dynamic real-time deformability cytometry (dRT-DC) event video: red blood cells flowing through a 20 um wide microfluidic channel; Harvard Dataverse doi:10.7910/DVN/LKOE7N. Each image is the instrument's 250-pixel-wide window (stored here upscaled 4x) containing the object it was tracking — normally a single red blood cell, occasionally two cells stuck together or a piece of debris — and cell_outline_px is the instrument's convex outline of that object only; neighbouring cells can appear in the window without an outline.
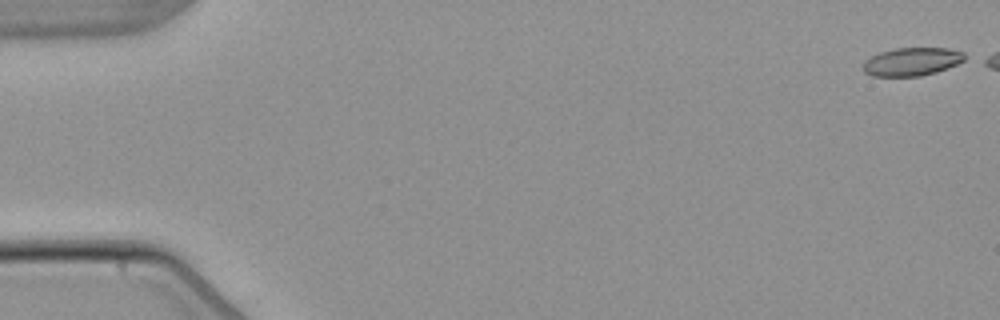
{"species": "common noctule bat (a hibernating species)", "species_latin": "Nyctalus noctula", "temperature_condition": "warm", "stored_images_in_passage": 6, "camera_frame_rate_fps": 3000, "um_per_image_px": 0.085, "animal": {"sex": "male", "body_mass_g": 21.5, "forearm_length_mm": 52.0}, "frame": {"image": 1, "passage_image": 1, "time_ms": 0.0, "image_size_px": [1000, 320], "cell_outline_px": [[964, 60], [948, 68], [936, 72], [920, 76], [872, 76], [864, 72], [864, 60], [880, 52], [896, 48], [948, 48], [964, 52]], "centroid_in_image_um": [77.5, 5.24], "position_along_channel_um": 7.5, "area_um2": 16.59}}
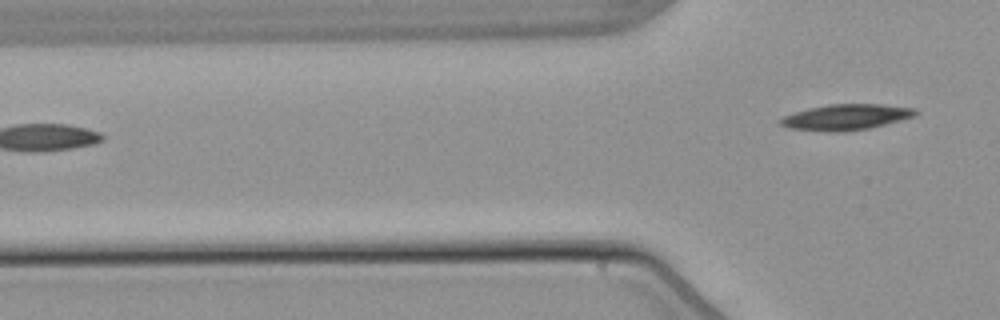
{"frame": {"image": 2, "passage_image": 6, "time_ms": 7.0, "image_size_px": [1000, 320], "cell_outline_px": [[920, 112], [916, 116], [872, 128], [844, 132], [824, 132], [788, 128], [776, 124], [776, 120], [784, 116], [808, 108], [828, 104], [880, 104], [916, 108]], "centroid_in_image_um": [71.9, 9.97], "position_along_channel_um": 53.9, "area_um2": 20.81}}